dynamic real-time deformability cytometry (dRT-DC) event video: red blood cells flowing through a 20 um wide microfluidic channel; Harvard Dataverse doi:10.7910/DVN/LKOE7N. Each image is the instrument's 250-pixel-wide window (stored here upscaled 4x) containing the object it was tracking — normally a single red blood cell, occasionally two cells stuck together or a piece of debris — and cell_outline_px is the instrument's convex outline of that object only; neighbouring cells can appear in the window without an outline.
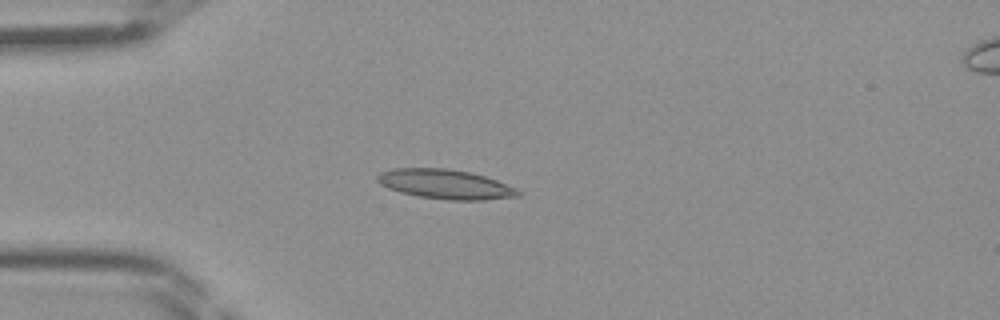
{"species": "Egyptian fruit bat (a non-hibernating species)", "species_latin": "Rousettus aegyptiacus", "temperature_condition": "room temperature", "stored_images_in_passage": 35, "camera_frame_rate_fps": 3000, "um_per_image_px": 0.085, "frame": {"image": 1, "passage_image": 2, "time_ms": 0.333, "image_size_px": [1000, 320], "cell_outline_px": [[524, 192], [520, 196], [484, 200], [448, 200], [420, 196], [400, 192], [388, 188], [380, 184], [376, 180], [376, 176], [380, 172], [392, 168], [448, 168], [472, 172], [496, 180], [516, 188]], "centroid_in_image_um": [37.87, 15.65], "position_along_channel_um": 47.1, "area_um2": 24.39}}
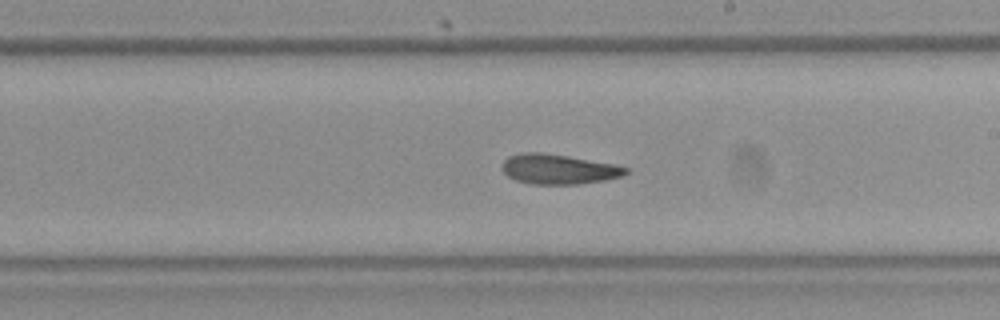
{"frame": {"image": 2, "passage_image": 16, "time_ms": 5.0, "image_size_px": [1000, 320], "cell_outline_px": [[628, 172], [620, 176], [604, 180], [580, 184], [532, 184], [516, 180], [508, 176], [500, 168], [500, 164], [508, 156], [520, 152], [540, 152], [568, 156], [616, 164], [628, 168]], "centroid_in_image_um": [47.43, 14.37], "position_along_channel_um": 241.6, "area_um2": 21.68}}
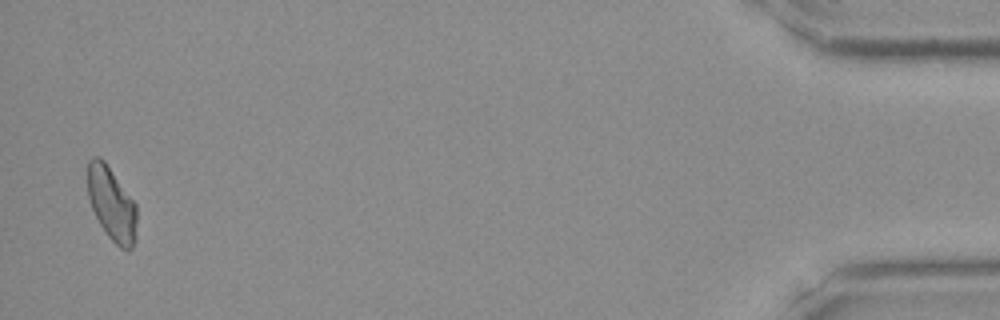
{"frame": {"image": 3, "passage_image": 34, "time_ms": 11.0, "image_size_px": [1000, 320], "cell_outline_px": [[136, 240], [132, 248], [128, 252], [120, 248], [108, 236], [100, 224], [92, 208], [88, 196], [88, 160], [92, 156], [100, 156], [104, 160], [136, 204]], "centroid_in_image_um": [9.5, 17.34], "position_along_channel_um": 425.7, "area_um2": 21.1}}